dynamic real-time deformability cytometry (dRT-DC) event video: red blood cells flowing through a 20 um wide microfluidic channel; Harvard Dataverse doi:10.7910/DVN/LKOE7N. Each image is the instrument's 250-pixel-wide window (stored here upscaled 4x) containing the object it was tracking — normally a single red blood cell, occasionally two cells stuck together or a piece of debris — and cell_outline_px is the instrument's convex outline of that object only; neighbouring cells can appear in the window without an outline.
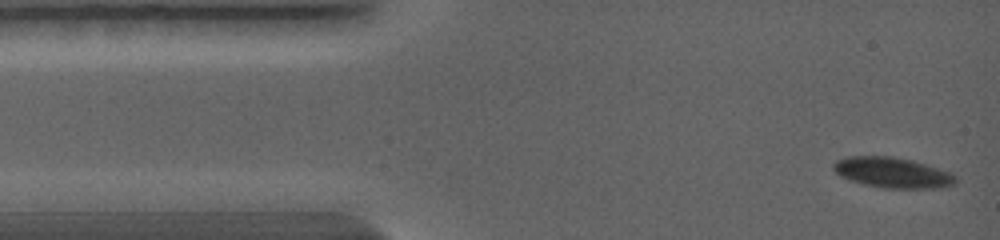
{"species": "common noctule bat (a hibernating species)", "species_latin": "Nyctalus noctula", "temperature_condition": "warm", "stored_images_in_passage": 12, "camera_frame_rate_fps": 5000, "um_per_image_px": 0.085, "animal": {"sex": "female", "body_mass_g": 19.0, "forearm_length_mm": 56.7}, "frame": {"image": 1, "passage_image": 1, "time_ms": 0.0, "image_size_px": [1000, 240], "cell_outline_px": [[956, 180], [952, 184], [944, 188], [884, 188], [864, 184], [848, 180], [840, 176], [832, 168], [832, 164], [836, 160], [848, 156], [892, 156], [912, 160], [952, 172], [956, 176]], "centroid_in_image_um": [75.85, 14.67], "position_along_channel_um": 9.2, "area_um2": 21.85}}
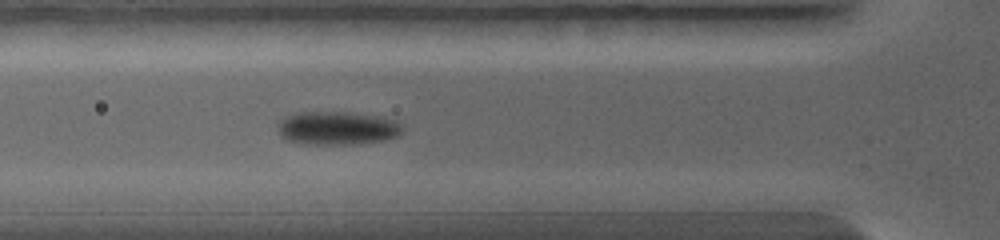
{"frame": {"image": 2, "passage_image": 7, "time_ms": 3.0, "image_size_px": [1000, 240], "cell_outline_px": [[400, 132], [396, 136], [384, 140], [348, 144], [308, 144], [288, 140], [280, 132], [276, 124], [280, 120], [288, 116], [300, 112], [344, 112], [380, 116], [396, 120], [400, 124]], "centroid_in_image_um": [28.66, 10.88], "position_along_channel_um": 97.1, "area_um2": 23.81}}
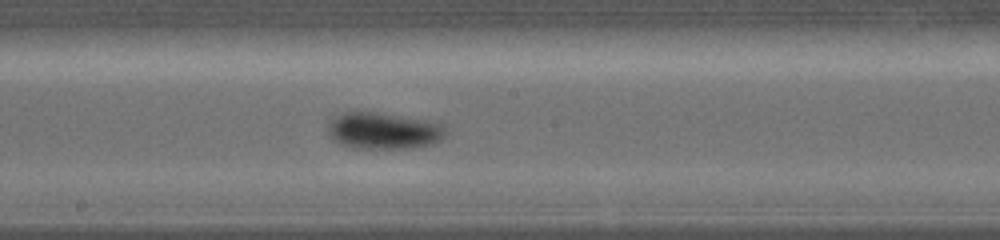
{"frame": {"image": 3, "passage_image": 12, "time_ms": 5.2, "image_size_px": [1000, 240], "cell_outline_px": [[444, 136], [440, 140], [432, 144], [412, 148], [356, 148], [332, 140], [328, 132], [328, 120], [344, 112], [376, 112], [428, 120], [440, 124], [444, 128]], "centroid_in_image_um": [32.57, 11.11], "position_along_channel_um": 215.6, "area_um2": 24.97}}